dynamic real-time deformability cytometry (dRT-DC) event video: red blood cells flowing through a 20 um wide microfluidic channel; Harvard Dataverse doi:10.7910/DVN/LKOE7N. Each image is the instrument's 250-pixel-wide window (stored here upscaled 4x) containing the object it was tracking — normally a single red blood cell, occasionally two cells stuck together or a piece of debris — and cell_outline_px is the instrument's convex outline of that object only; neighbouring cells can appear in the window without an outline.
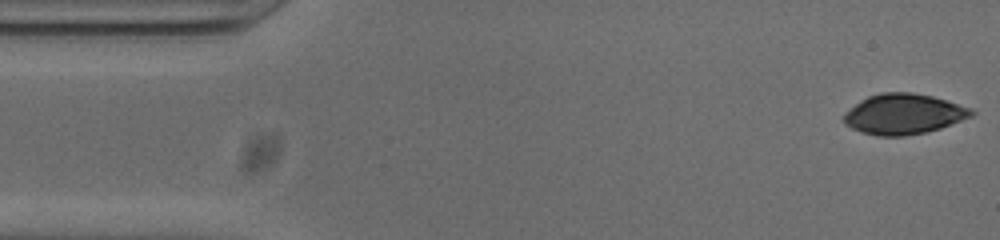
{"species": "common noctule bat (a hibernating species)", "species_latin": "Nyctalus noctula", "temperature_condition": "cold", "stored_images_in_passage": 52, "camera_frame_rate_fps": 3000, "um_per_image_px": 0.085, "animal": {"sex": "male", "body_mass_g": 20.0, "forearm_length_mm": 53.3}, "frame": {"image": 1, "passage_image": 1, "time_ms": 0.0, "image_size_px": [1000, 240], "cell_outline_px": [[976, 112], [972, 116], [940, 128], [924, 132], [904, 136], [880, 136], [860, 132], [844, 124], [844, 112], [860, 100], [868, 96], [880, 92], [912, 92], [932, 96], [972, 108]], "centroid_in_image_um": [76.78, 9.69], "position_along_channel_um": 8.2, "area_um2": 30.06}}
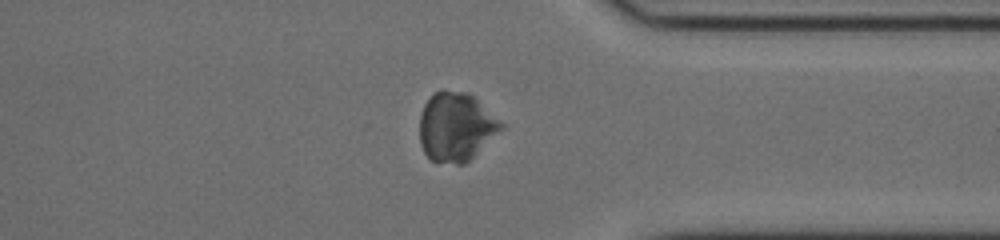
{"frame": {"image": 2, "passage_image": 39, "time_ms": 12.667, "image_size_px": [1000, 240], "cell_outline_px": [[504, 128], [464, 164], [456, 164], [432, 160], [424, 152], [420, 144], [420, 116], [424, 104], [436, 92], [444, 88], [468, 92], [500, 120], [504, 124]], "centroid_in_image_um": [38.75, 10.76], "position_along_channel_um": 372.6, "area_um2": 32.54}}
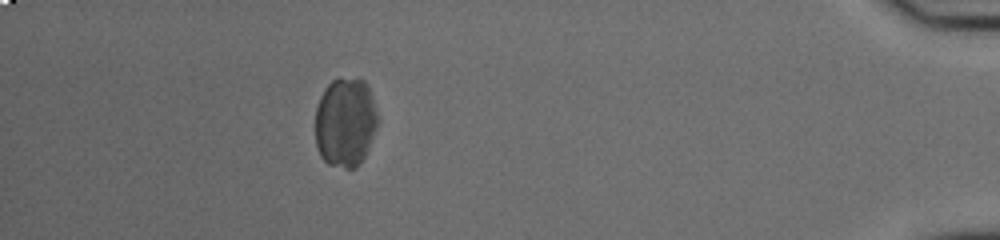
{"frame": {"image": 3, "passage_image": 46, "time_ms": 15.0, "image_size_px": [1000, 240], "cell_outline_px": [[376, 128], [368, 148], [360, 164], [356, 168], [344, 168], [328, 164], [320, 156], [316, 144], [316, 108], [320, 96], [324, 88], [332, 80], [340, 76], [364, 80], [368, 88], [376, 108]], "centroid_in_image_um": [29.33, 10.38], "position_along_channel_um": 405.9, "area_um2": 32.54}}